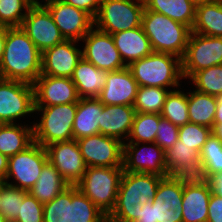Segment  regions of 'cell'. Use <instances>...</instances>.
I'll list each match as a JSON object with an SVG mask.
<instances>
[{
    "mask_svg": "<svg viewBox=\"0 0 222 222\" xmlns=\"http://www.w3.org/2000/svg\"><path fill=\"white\" fill-rule=\"evenodd\" d=\"M194 90L214 95H222V64L211 66L194 73L186 82ZM192 85V86H191Z\"/></svg>",
    "mask_w": 222,
    "mask_h": 222,
    "instance_id": "cell-33",
    "label": "cell"
},
{
    "mask_svg": "<svg viewBox=\"0 0 222 222\" xmlns=\"http://www.w3.org/2000/svg\"><path fill=\"white\" fill-rule=\"evenodd\" d=\"M82 57L98 69L107 72L125 68L127 65L115 47L111 34L93 27L80 41Z\"/></svg>",
    "mask_w": 222,
    "mask_h": 222,
    "instance_id": "cell-11",
    "label": "cell"
},
{
    "mask_svg": "<svg viewBox=\"0 0 222 222\" xmlns=\"http://www.w3.org/2000/svg\"><path fill=\"white\" fill-rule=\"evenodd\" d=\"M88 167H123V143L101 133L76 140Z\"/></svg>",
    "mask_w": 222,
    "mask_h": 222,
    "instance_id": "cell-14",
    "label": "cell"
},
{
    "mask_svg": "<svg viewBox=\"0 0 222 222\" xmlns=\"http://www.w3.org/2000/svg\"><path fill=\"white\" fill-rule=\"evenodd\" d=\"M66 40L81 41L94 27V19L85 11L63 0H41Z\"/></svg>",
    "mask_w": 222,
    "mask_h": 222,
    "instance_id": "cell-15",
    "label": "cell"
},
{
    "mask_svg": "<svg viewBox=\"0 0 222 222\" xmlns=\"http://www.w3.org/2000/svg\"><path fill=\"white\" fill-rule=\"evenodd\" d=\"M135 222H155L154 208L151 201L138 209Z\"/></svg>",
    "mask_w": 222,
    "mask_h": 222,
    "instance_id": "cell-46",
    "label": "cell"
},
{
    "mask_svg": "<svg viewBox=\"0 0 222 222\" xmlns=\"http://www.w3.org/2000/svg\"><path fill=\"white\" fill-rule=\"evenodd\" d=\"M48 161L69 185H75L87 170L85 160L75 139L47 145Z\"/></svg>",
    "mask_w": 222,
    "mask_h": 222,
    "instance_id": "cell-16",
    "label": "cell"
},
{
    "mask_svg": "<svg viewBox=\"0 0 222 222\" xmlns=\"http://www.w3.org/2000/svg\"><path fill=\"white\" fill-rule=\"evenodd\" d=\"M184 81L194 73L222 64V37L191 33L181 58Z\"/></svg>",
    "mask_w": 222,
    "mask_h": 222,
    "instance_id": "cell-10",
    "label": "cell"
},
{
    "mask_svg": "<svg viewBox=\"0 0 222 222\" xmlns=\"http://www.w3.org/2000/svg\"><path fill=\"white\" fill-rule=\"evenodd\" d=\"M163 177L155 174L123 172L115 208L107 222H135L138 209L156 196Z\"/></svg>",
    "mask_w": 222,
    "mask_h": 222,
    "instance_id": "cell-2",
    "label": "cell"
},
{
    "mask_svg": "<svg viewBox=\"0 0 222 222\" xmlns=\"http://www.w3.org/2000/svg\"><path fill=\"white\" fill-rule=\"evenodd\" d=\"M72 185L53 200L43 204V222H70Z\"/></svg>",
    "mask_w": 222,
    "mask_h": 222,
    "instance_id": "cell-38",
    "label": "cell"
},
{
    "mask_svg": "<svg viewBox=\"0 0 222 222\" xmlns=\"http://www.w3.org/2000/svg\"><path fill=\"white\" fill-rule=\"evenodd\" d=\"M69 186L56 168L48 161L42 168L40 177L29 193L40 203L45 204L53 200Z\"/></svg>",
    "mask_w": 222,
    "mask_h": 222,
    "instance_id": "cell-28",
    "label": "cell"
},
{
    "mask_svg": "<svg viewBox=\"0 0 222 222\" xmlns=\"http://www.w3.org/2000/svg\"><path fill=\"white\" fill-rule=\"evenodd\" d=\"M138 88L137 81L126 66L107 73L106 84L97 98L103 105L133 106Z\"/></svg>",
    "mask_w": 222,
    "mask_h": 222,
    "instance_id": "cell-20",
    "label": "cell"
},
{
    "mask_svg": "<svg viewBox=\"0 0 222 222\" xmlns=\"http://www.w3.org/2000/svg\"><path fill=\"white\" fill-rule=\"evenodd\" d=\"M169 176L184 180H202L203 170L200 153L196 149L177 143L164 151Z\"/></svg>",
    "mask_w": 222,
    "mask_h": 222,
    "instance_id": "cell-21",
    "label": "cell"
},
{
    "mask_svg": "<svg viewBox=\"0 0 222 222\" xmlns=\"http://www.w3.org/2000/svg\"><path fill=\"white\" fill-rule=\"evenodd\" d=\"M65 3L88 13L93 19L96 17L101 0H63Z\"/></svg>",
    "mask_w": 222,
    "mask_h": 222,
    "instance_id": "cell-44",
    "label": "cell"
},
{
    "mask_svg": "<svg viewBox=\"0 0 222 222\" xmlns=\"http://www.w3.org/2000/svg\"><path fill=\"white\" fill-rule=\"evenodd\" d=\"M187 87L189 122L212 129L217 108V96L204 94Z\"/></svg>",
    "mask_w": 222,
    "mask_h": 222,
    "instance_id": "cell-30",
    "label": "cell"
},
{
    "mask_svg": "<svg viewBox=\"0 0 222 222\" xmlns=\"http://www.w3.org/2000/svg\"><path fill=\"white\" fill-rule=\"evenodd\" d=\"M203 180L211 175L222 173V142L213 134L207 138L200 151Z\"/></svg>",
    "mask_w": 222,
    "mask_h": 222,
    "instance_id": "cell-37",
    "label": "cell"
},
{
    "mask_svg": "<svg viewBox=\"0 0 222 222\" xmlns=\"http://www.w3.org/2000/svg\"><path fill=\"white\" fill-rule=\"evenodd\" d=\"M34 110L35 99L32 84L0 78V124H21L24 120L25 124H33L30 119L34 118Z\"/></svg>",
    "mask_w": 222,
    "mask_h": 222,
    "instance_id": "cell-7",
    "label": "cell"
},
{
    "mask_svg": "<svg viewBox=\"0 0 222 222\" xmlns=\"http://www.w3.org/2000/svg\"><path fill=\"white\" fill-rule=\"evenodd\" d=\"M33 4L32 0H0V25L20 27Z\"/></svg>",
    "mask_w": 222,
    "mask_h": 222,
    "instance_id": "cell-39",
    "label": "cell"
},
{
    "mask_svg": "<svg viewBox=\"0 0 222 222\" xmlns=\"http://www.w3.org/2000/svg\"><path fill=\"white\" fill-rule=\"evenodd\" d=\"M123 62L130 63L150 55L153 49L142 26L111 34Z\"/></svg>",
    "mask_w": 222,
    "mask_h": 222,
    "instance_id": "cell-24",
    "label": "cell"
},
{
    "mask_svg": "<svg viewBox=\"0 0 222 222\" xmlns=\"http://www.w3.org/2000/svg\"><path fill=\"white\" fill-rule=\"evenodd\" d=\"M214 195L222 198V173L213 174L206 180Z\"/></svg>",
    "mask_w": 222,
    "mask_h": 222,
    "instance_id": "cell-47",
    "label": "cell"
},
{
    "mask_svg": "<svg viewBox=\"0 0 222 222\" xmlns=\"http://www.w3.org/2000/svg\"><path fill=\"white\" fill-rule=\"evenodd\" d=\"M207 222H222V198L213 193L208 205Z\"/></svg>",
    "mask_w": 222,
    "mask_h": 222,
    "instance_id": "cell-45",
    "label": "cell"
},
{
    "mask_svg": "<svg viewBox=\"0 0 222 222\" xmlns=\"http://www.w3.org/2000/svg\"><path fill=\"white\" fill-rule=\"evenodd\" d=\"M211 133V128L189 122L179 127V141L200 153Z\"/></svg>",
    "mask_w": 222,
    "mask_h": 222,
    "instance_id": "cell-41",
    "label": "cell"
},
{
    "mask_svg": "<svg viewBox=\"0 0 222 222\" xmlns=\"http://www.w3.org/2000/svg\"><path fill=\"white\" fill-rule=\"evenodd\" d=\"M139 87H160L176 90L185 83L181 58L170 53L152 52L128 66Z\"/></svg>",
    "mask_w": 222,
    "mask_h": 222,
    "instance_id": "cell-3",
    "label": "cell"
},
{
    "mask_svg": "<svg viewBox=\"0 0 222 222\" xmlns=\"http://www.w3.org/2000/svg\"><path fill=\"white\" fill-rule=\"evenodd\" d=\"M14 222H43V204L28 193Z\"/></svg>",
    "mask_w": 222,
    "mask_h": 222,
    "instance_id": "cell-43",
    "label": "cell"
},
{
    "mask_svg": "<svg viewBox=\"0 0 222 222\" xmlns=\"http://www.w3.org/2000/svg\"><path fill=\"white\" fill-rule=\"evenodd\" d=\"M179 140V127L159 114L155 143L164 151L174 146Z\"/></svg>",
    "mask_w": 222,
    "mask_h": 222,
    "instance_id": "cell-42",
    "label": "cell"
},
{
    "mask_svg": "<svg viewBox=\"0 0 222 222\" xmlns=\"http://www.w3.org/2000/svg\"><path fill=\"white\" fill-rule=\"evenodd\" d=\"M33 124H0V153L9 157L25 150L33 142Z\"/></svg>",
    "mask_w": 222,
    "mask_h": 222,
    "instance_id": "cell-27",
    "label": "cell"
},
{
    "mask_svg": "<svg viewBox=\"0 0 222 222\" xmlns=\"http://www.w3.org/2000/svg\"><path fill=\"white\" fill-rule=\"evenodd\" d=\"M159 114L136 112L130 134L124 143L155 142Z\"/></svg>",
    "mask_w": 222,
    "mask_h": 222,
    "instance_id": "cell-35",
    "label": "cell"
},
{
    "mask_svg": "<svg viewBox=\"0 0 222 222\" xmlns=\"http://www.w3.org/2000/svg\"><path fill=\"white\" fill-rule=\"evenodd\" d=\"M212 133L222 142V123H214Z\"/></svg>",
    "mask_w": 222,
    "mask_h": 222,
    "instance_id": "cell-51",
    "label": "cell"
},
{
    "mask_svg": "<svg viewBox=\"0 0 222 222\" xmlns=\"http://www.w3.org/2000/svg\"><path fill=\"white\" fill-rule=\"evenodd\" d=\"M107 73L82 57L71 76L79 98H97L106 84Z\"/></svg>",
    "mask_w": 222,
    "mask_h": 222,
    "instance_id": "cell-25",
    "label": "cell"
},
{
    "mask_svg": "<svg viewBox=\"0 0 222 222\" xmlns=\"http://www.w3.org/2000/svg\"><path fill=\"white\" fill-rule=\"evenodd\" d=\"M34 3L40 2L41 0H32Z\"/></svg>",
    "mask_w": 222,
    "mask_h": 222,
    "instance_id": "cell-55",
    "label": "cell"
},
{
    "mask_svg": "<svg viewBox=\"0 0 222 222\" xmlns=\"http://www.w3.org/2000/svg\"><path fill=\"white\" fill-rule=\"evenodd\" d=\"M1 191H2V180H0V208H1Z\"/></svg>",
    "mask_w": 222,
    "mask_h": 222,
    "instance_id": "cell-54",
    "label": "cell"
},
{
    "mask_svg": "<svg viewBox=\"0 0 222 222\" xmlns=\"http://www.w3.org/2000/svg\"><path fill=\"white\" fill-rule=\"evenodd\" d=\"M193 33L222 37V0L196 6Z\"/></svg>",
    "mask_w": 222,
    "mask_h": 222,
    "instance_id": "cell-31",
    "label": "cell"
},
{
    "mask_svg": "<svg viewBox=\"0 0 222 222\" xmlns=\"http://www.w3.org/2000/svg\"><path fill=\"white\" fill-rule=\"evenodd\" d=\"M141 26L150 40L153 52L183 57L192 33L190 27L151 10H144Z\"/></svg>",
    "mask_w": 222,
    "mask_h": 222,
    "instance_id": "cell-4",
    "label": "cell"
},
{
    "mask_svg": "<svg viewBox=\"0 0 222 222\" xmlns=\"http://www.w3.org/2000/svg\"><path fill=\"white\" fill-rule=\"evenodd\" d=\"M28 193L2 180L0 212L8 221H14L17 218L20 206Z\"/></svg>",
    "mask_w": 222,
    "mask_h": 222,
    "instance_id": "cell-40",
    "label": "cell"
},
{
    "mask_svg": "<svg viewBox=\"0 0 222 222\" xmlns=\"http://www.w3.org/2000/svg\"><path fill=\"white\" fill-rule=\"evenodd\" d=\"M70 222H107L102 213L75 185H72Z\"/></svg>",
    "mask_w": 222,
    "mask_h": 222,
    "instance_id": "cell-34",
    "label": "cell"
},
{
    "mask_svg": "<svg viewBox=\"0 0 222 222\" xmlns=\"http://www.w3.org/2000/svg\"><path fill=\"white\" fill-rule=\"evenodd\" d=\"M185 85L186 83L180 88L169 92L160 113L163 118L168 119L178 127L189 123L188 89Z\"/></svg>",
    "mask_w": 222,
    "mask_h": 222,
    "instance_id": "cell-32",
    "label": "cell"
},
{
    "mask_svg": "<svg viewBox=\"0 0 222 222\" xmlns=\"http://www.w3.org/2000/svg\"><path fill=\"white\" fill-rule=\"evenodd\" d=\"M170 91L166 88L141 86L138 88L133 107L136 112L160 114Z\"/></svg>",
    "mask_w": 222,
    "mask_h": 222,
    "instance_id": "cell-36",
    "label": "cell"
},
{
    "mask_svg": "<svg viewBox=\"0 0 222 222\" xmlns=\"http://www.w3.org/2000/svg\"><path fill=\"white\" fill-rule=\"evenodd\" d=\"M20 27L42 53L66 40L41 2L29 8Z\"/></svg>",
    "mask_w": 222,
    "mask_h": 222,
    "instance_id": "cell-12",
    "label": "cell"
},
{
    "mask_svg": "<svg viewBox=\"0 0 222 222\" xmlns=\"http://www.w3.org/2000/svg\"><path fill=\"white\" fill-rule=\"evenodd\" d=\"M136 111L129 105H103L99 133L127 141Z\"/></svg>",
    "mask_w": 222,
    "mask_h": 222,
    "instance_id": "cell-23",
    "label": "cell"
},
{
    "mask_svg": "<svg viewBox=\"0 0 222 222\" xmlns=\"http://www.w3.org/2000/svg\"><path fill=\"white\" fill-rule=\"evenodd\" d=\"M144 0H101L94 27L114 34L141 26Z\"/></svg>",
    "mask_w": 222,
    "mask_h": 222,
    "instance_id": "cell-8",
    "label": "cell"
},
{
    "mask_svg": "<svg viewBox=\"0 0 222 222\" xmlns=\"http://www.w3.org/2000/svg\"><path fill=\"white\" fill-rule=\"evenodd\" d=\"M123 169L125 172L168 176L164 150L155 142L123 143Z\"/></svg>",
    "mask_w": 222,
    "mask_h": 222,
    "instance_id": "cell-13",
    "label": "cell"
},
{
    "mask_svg": "<svg viewBox=\"0 0 222 222\" xmlns=\"http://www.w3.org/2000/svg\"><path fill=\"white\" fill-rule=\"evenodd\" d=\"M145 9L163 14L193 28L196 6L190 0H144Z\"/></svg>",
    "mask_w": 222,
    "mask_h": 222,
    "instance_id": "cell-29",
    "label": "cell"
},
{
    "mask_svg": "<svg viewBox=\"0 0 222 222\" xmlns=\"http://www.w3.org/2000/svg\"><path fill=\"white\" fill-rule=\"evenodd\" d=\"M47 162L46 148L33 142L25 150L9 157L8 171L4 182L29 192Z\"/></svg>",
    "mask_w": 222,
    "mask_h": 222,
    "instance_id": "cell-9",
    "label": "cell"
},
{
    "mask_svg": "<svg viewBox=\"0 0 222 222\" xmlns=\"http://www.w3.org/2000/svg\"><path fill=\"white\" fill-rule=\"evenodd\" d=\"M33 86L35 106L68 104L79 100L71 78L40 75Z\"/></svg>",
    "mask_w": 222,
    "mask_h": 222,
    "instance_id": "cell-19",
    "label": "cell"
},
{
    "mask_svg": "<svg viewBox=\"0 0 222 222\" xmlns=\"http://www.w3.org/2000/svg\"><path fill=\"white\" fill-rule=\"evenodd\" d=\"M76 109L77 102L35 106L32 125L34 142L46 147L51 143L74 139L73 122Z\"/></svg>",
    "mask_w": 222,
    "mask_h": 222,
    "instance_id": "cell-5",
    "label": "cell"
},
{
    "mask_svg": "<svg viewBox=\"0 0 222 222\" xmlns=\"http://www.w3.org/2000/svg\"><path fill=\"white\" fill-rule=\"evenodd\" d=\"M123 167H87L75 184L107 217L115 208Z\"/></svg>",
    "mask_w": 222,
    "mask_h": 222,
    "instance_id": "cell-6",
    "label": "cell"
},
{
    "mask_svg": "<svg viewBox=\"0 0 222 222\" xmlns=\"http://www.w3.org/2000/svg\"><path fill=\"white\" fill-rule=\"evenodd\" d=\"M7 28L6 26L0 25V62L3 57L4 48H5V42H6V36H7Z\"/></svg>",
    "mask_w": 222,
    "mask_h": 222,
    "instance_id": "cell-49",
    "label": "cell"
},
{
    "mask_svg": "<svg viewBox=\"0 0 222 222\" xmlns=\"http://www.w3.org/2000/svg\"><path fill=\"white\" fill-rule=\"evenodd\" d=\"M6 217L0 212V222H7Z\"/></svg>",
    "mask_w": 222,
    "mask_h": 222,
    "instance_id": "cell-53",
    "label": "cell"
},
{
    "mask_svg": "<svg viewBox=\"0 0 222 222\" xmlns=\"http://www.w3.org/2000/svg\"><path fill=\"white\" fill-rule=\"evenodd\" d=\"M9 158L0 153V180H5L8 171Z\"/></svg>",
    "mask_w": 222,
    "mask_h": 222,
    "instance_id": "cell-48",
    "label": "cell"
},
{
    "mask_svg": "<svg viewBox=\"0 0 222 222\" xmlns=\"http://www.w3.org/2000/svg\"><path fill=\"white\" fill-rule=\"evenodd\" d=\"M80 41L65 40L42 53L41 75L71 78L82 58Z\"/></svg>",
    "mask_w": 222,
    "mask_h": 222,
    "instance_id": "cell-18",
    "label": "cell"
},
{
    "mask_svg": "<svg viewBox=\"0 0 222 222\" xmlns=\"http://www.w3.org/2000/svg\"><path fill=\"white\" fill-rule=\"evenodd\" d=\"M195 6L205 4V3H210L215 0H190Z\"/></svg>",
    "mask_w": 222,
    "mask_h": 222,
    "instance_id": "cell-52",
    "label": "cell"
},
{
    "mask_svg": "<svg viewBox=\"0 0 222 222\" xmlns=\"http://www.w3.org/2000/svg\"><path fill=\"white\" fill-rule=\"evenodd\" d=\"M103 104L98 98H79L73 122L75 140L99 134Z\"/></svg>",
    "mask_w": 222,
    "mask_h": 222,
    "instance_id": "cell-26",
    "label": "cell"
},
{
    "mask_svg": "<svg viewBox=\"0 0 222 222\" xmlns=\"http://www.w3.org/2000/svg\"><path fill=\"white\" fill-rule=\"evenodd\" d=\"M183 179L166 176L160 180L156 196L151 201L155 222H183Z\"/></svg>",
    "mask_w": 222,
    "mask_h": 222,
    "instance_id": "cell-17",
    "label": "cell"
},
{
    "mask_svg": "<svg viewBox=\"0 0 222 222\" xmlns=\"http://www.w3.org/2000/svg\"><path fill=\"white\" fill-rule=\"evenodd\" d=\"M211 188L206 180H184L183 222H207Z\"/></svg>",
    "mask_w": 222,
    "mask_h": 222,
    "instance_id": "cell-22",
    "label": "cell"
},
{
    "mask_svg": "<svg viewBox=\"0 0 222 222\" xmlns=\"http://www.w3.org/2000/svg\"><path fill=\"white\" fill-rule=\"evenodd\" d=\"M214 123H222V95L217 97V108Z\"/></svg>",
    "mask_w": 222,
    "mask_h": 222,
    "instance_id": "cell-50",
    "label": "cell"
},
{
    "mask_svg": "<svg viewBox=\"0 0 222 222\" xmlns=\"http://www.w3.org/2000/svg\"><path fill=\"white\" fill-rule=\"evenodd\" d=\"M42 52L21 27L7 28L0 78L34 84L41 75Z\"/></svg>",
    "mask_w": 222,
    "mask_h": 222,
    "instance_id": "cell-1",
    "label": "cell"
}]
</instances>
